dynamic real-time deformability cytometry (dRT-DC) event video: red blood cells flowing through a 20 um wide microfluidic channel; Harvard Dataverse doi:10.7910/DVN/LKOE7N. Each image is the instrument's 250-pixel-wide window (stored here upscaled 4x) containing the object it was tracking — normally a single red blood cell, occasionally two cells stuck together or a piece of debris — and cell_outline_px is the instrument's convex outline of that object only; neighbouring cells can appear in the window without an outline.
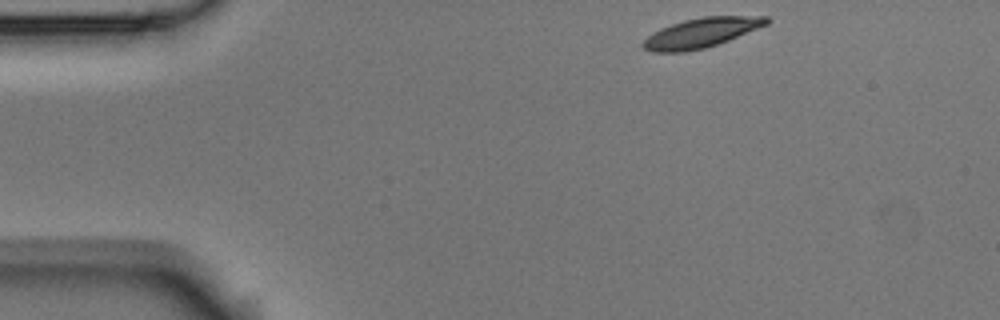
{"species": "Egyptian fruit bat (a non-hibernating species)", "species_latin": "Rousettus aegyptiacus", "temperature_condition": "room temperature", "stored_images_in_passage": 47, "camera_frame_rate_fps": 3000, "um_per_image_px": 0.085, "animal": {"sex": "male"}, "frame": {"image": 1, "passage_image": 1, "time_ms": 0.0, "image_size_px": [1000, 320], "cell_outline_px": [[772, 20], [768, 24], [728, 40], [704, 48], [684, 52], [652, 52], [644, 48], [640, 44], [652, 32], [660, 28], [684, 20], [704, 16], [768, 16]], "centroid_in_image_um": [59.6, 2.78], "position_along_channel_um": 25.4, "area_um2": 21.27}}
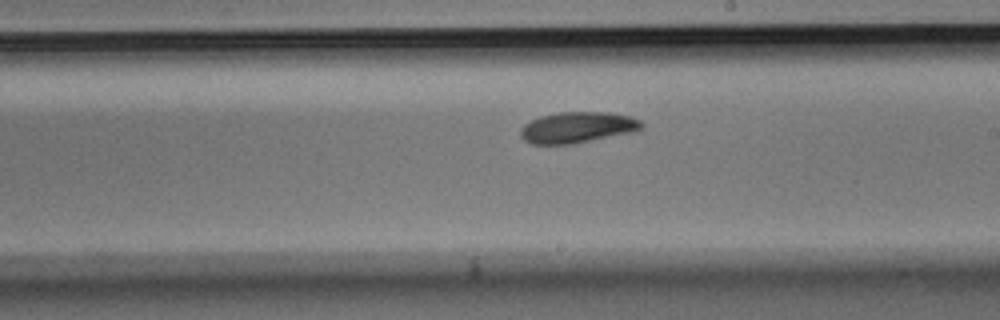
{"frame": {"image": 2, "passage_image": 24, "time_ms": 7.667, "image_size_px": [1000, 320], "cell_outline_px": [[644, 128], [636, 132], [576, 144], [532, 144], [524, 140], [520, 136], [520, 128], [524, 124], [540, 116], [560, 112], [608, 112], [632, 116], [640, 120], [644, 124]], "centroid_in_image_um": [49.14, 10.84], "position_along_channel_um": 239.9, "area_um2": 22.37}}
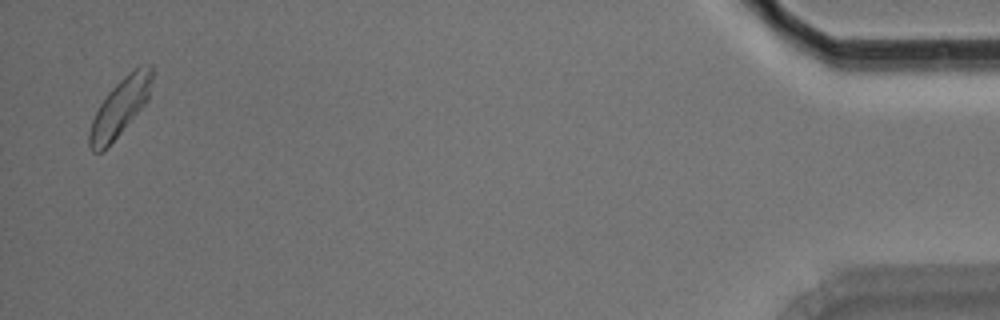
{"frame": {"image": 3, "passage_image": 46, "time_ms": 15.0, "image_size_px": [1000, 320], "cell_outline_px": [[152, 76], [148, 100], [120, 132], [100, 152], [92, 152], [88, 144], [88, 132], [92, 120], [100, 104], [108, 92], [128, 72], [140, 64], [152, 64]], "centroid_in_image_um": [10.2, 9.07], "position_along_channel_um": 425.0, "area_um2": 20.52}, "authors_computed_cell_mechanics": {"area_um2": 21.3282, "velocity_mm_per_s": 3.6948, "shape_relaxation_time_tau1_ms": 2.5455, "shape_relaxation_time_tau2_ms": null, "deformation_change_tau1": 0.112, "deformation_change_tau2": null}}